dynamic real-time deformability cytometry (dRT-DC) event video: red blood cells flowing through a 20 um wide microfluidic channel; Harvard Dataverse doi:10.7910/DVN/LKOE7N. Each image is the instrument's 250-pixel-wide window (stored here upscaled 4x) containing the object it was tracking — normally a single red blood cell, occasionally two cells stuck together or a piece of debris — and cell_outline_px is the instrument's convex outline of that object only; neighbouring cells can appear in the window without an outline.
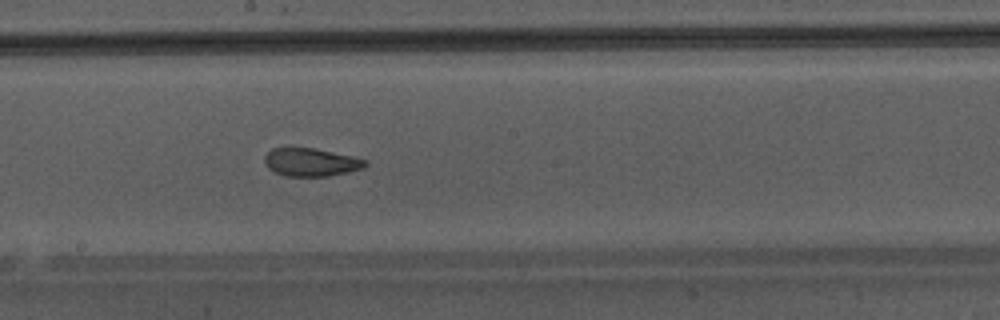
{"species": "Egyptian fruit bat (a non-hibernating species)", "species_latin": "Rousettus aegyptiacus", "temperature_condition": "warm", "stored_images_in_passage": 49, "camera_frame_rate_fps": 3000, "um_per_image_px": 0.085, "animal": {"sex": "male"}, "frame": {"image": 1, "passage_image": 28, "time_ms": 9.0, "image_size_px": [1000, 320], "cell_outline_px": [[368, 164], [364, 168], [348, 172], [328, 176], [284, 176], [268, 168], [264, 164], [264, 156], [272, 148], [288, 144], [316, 148], [352, 156], [368, 160]], "centroid_in_image_um": [26.38, 13.74], "position_along_channel_um": 221.8, "area_um2": 17.22}}